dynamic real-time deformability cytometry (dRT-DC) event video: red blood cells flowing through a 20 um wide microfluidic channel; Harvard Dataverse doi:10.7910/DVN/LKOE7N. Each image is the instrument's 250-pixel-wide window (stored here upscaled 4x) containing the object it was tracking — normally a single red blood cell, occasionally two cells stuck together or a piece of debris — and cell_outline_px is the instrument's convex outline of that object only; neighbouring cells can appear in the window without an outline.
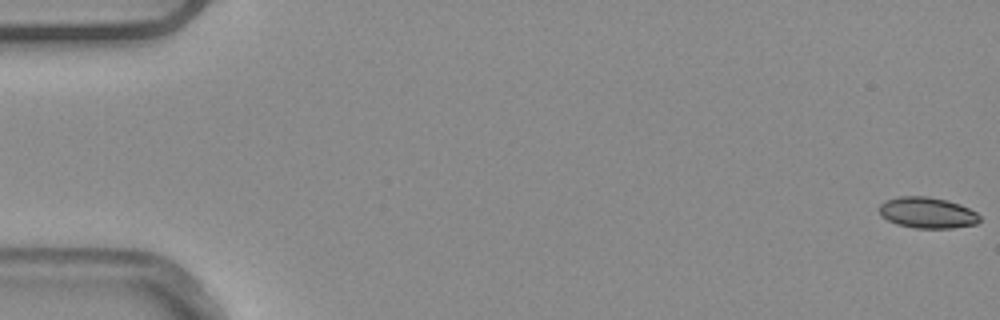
{"species": "common noctule bat (a hibernating species)", "species_latin": "Nyctalus noctula", "temperature_condition": "warm", "stored_images_in_passage": 8, "camera_frame_rate_fps": 3000, "um_per_image_px": 0.085, "animal": {"sex": "male", "body_mass_g": 20.4}, "frame": {"image": 1, "passage_image": 1, "time_ms": 0.0, "image_size_px": [1000, 320], "cell_outline_px": [[980, 220], [976, 224], [952, 228], [916, 228], [896, 224], [880, 216], [880, 204], [884, 200], [900, 196], [924, 196], [948, 200], [960, 204], [976, 212], [980, 216]], "centroid_in_image_um": [78.81, 18.08], "position_along_channel_um": 6.2, "area_um2": 18.21}}
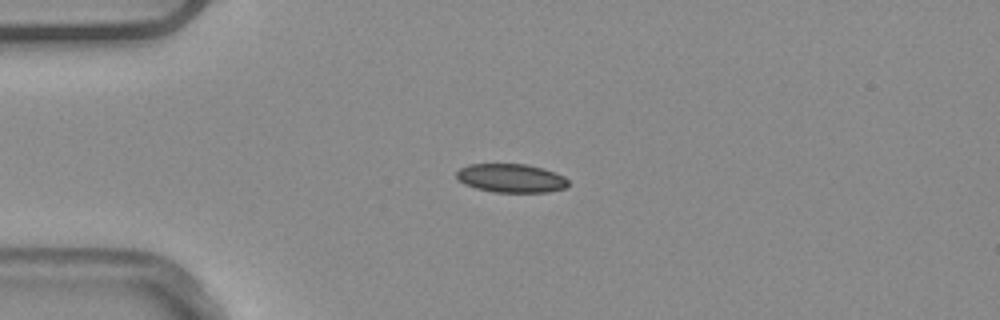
{"frame": {"image": 2, "passage_image": 4, "time_ms": 1.0, "image_size_px": [1000, 320], "cell_outline_px": [[568, 184], [564, 188], [548, 192], [492, 192], [476, 188], [464, 184], [456, 176], [456, 172], [460, 168], [468, 164], [528, 164], [544, 168], [556, 172], [564, 176], [568, 180]], "centroid_in_image_um": [43.45, 15.14], "position_along_channel_um": 41.6, "area_um2": 18.79}}